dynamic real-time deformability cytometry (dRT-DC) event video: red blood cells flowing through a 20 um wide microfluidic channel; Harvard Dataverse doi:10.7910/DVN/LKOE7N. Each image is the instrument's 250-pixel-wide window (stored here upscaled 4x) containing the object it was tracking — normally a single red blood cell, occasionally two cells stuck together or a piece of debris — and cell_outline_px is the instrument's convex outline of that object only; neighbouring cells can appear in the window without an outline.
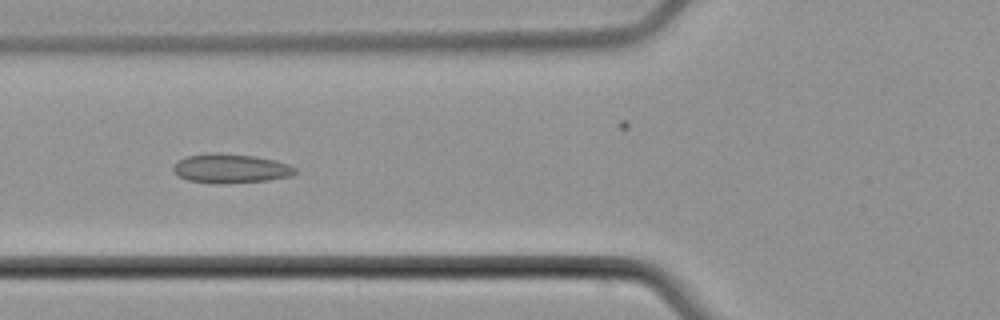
{"species": "common noctule bat (a hibernating species)", "species_latin": "Nyctalus noctula", "temperature_condition": "cold", "stored_images_in_passage": 6, "camera_frame_rate_fps": 3000, "um_per_image_px": 0.085, "animal": {"sex": "male", "body_mass_g": 21.5, "forearm_length_mm": 52.0}, "frame": {"image": 1, "passage_image": 5, "time_ms": 5.667, "image_size_px": [1000, 320], "cell_outline_px": [[296, 172], [292, 176], [268, 180], [224, 184], [216, 184], [188, 180], [180, 176], [172, 168], [180, 160], [188, 156], [212, 152], [220, 152], [256, 156], [288, 164], [296, 168]], "centroid_in_image_um": [19.63, 14.32], "position_along_channel_um": 106.2, "area_um2": 20.69}}
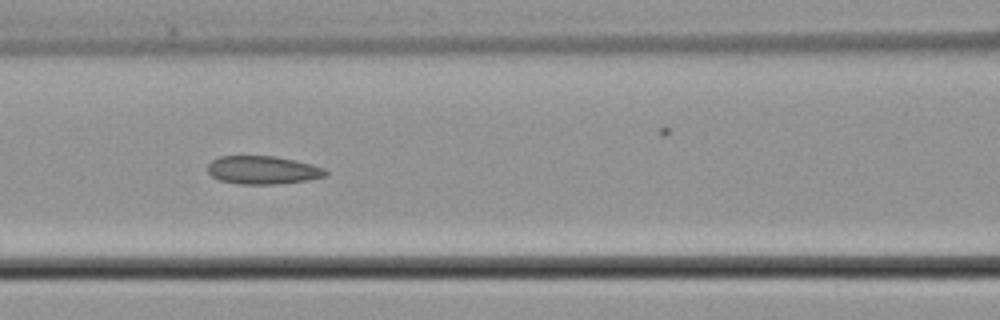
{"frame": {"image": 2, "passage_image": 6, "time_ms": 6.667, "image_size_px": [1000, 320], "cell_outline_px": [[328, 176], [308, 180], [276, 184], [236, 184], [220, 180], [212, 176], [208, 172], [208, 164], [212, 160], [220, 156], [276, 156], [312, 164], [324, 168], [328, 172]], "centroid_in_image_um": [22.36, 14.45], "position_along_channel_um": 144.2, "area_um2": 19.48}}